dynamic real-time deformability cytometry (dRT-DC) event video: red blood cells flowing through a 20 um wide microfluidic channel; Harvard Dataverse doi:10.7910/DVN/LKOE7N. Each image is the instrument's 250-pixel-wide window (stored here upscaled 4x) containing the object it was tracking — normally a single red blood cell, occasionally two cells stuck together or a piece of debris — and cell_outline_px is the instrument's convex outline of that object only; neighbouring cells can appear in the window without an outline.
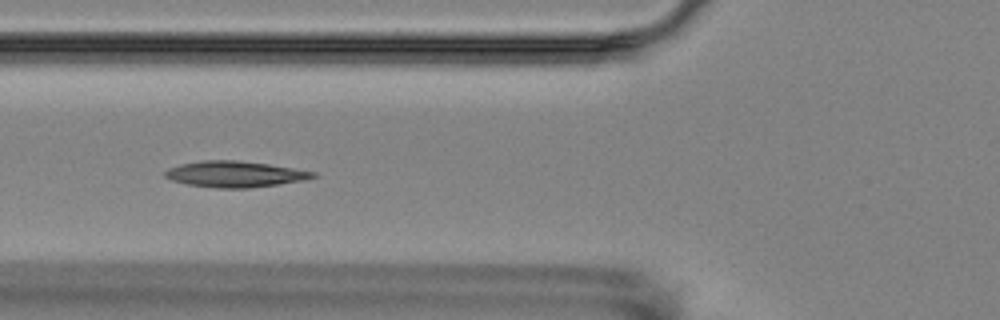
{"species": "Egyptian fruit bat (a non-hibernating species)", "species_latin": "Rousettus aegyptiacus", "temperature_condition": "room temperature", "stored_images_in_passage": 18, "camera_frame_rate_fps": 3000, "um_per_image_px": 0.085, "animal": {"sex": "female"}, "frame": {"image": 1, "passage_image": 8, "time_ms": 9.0, "image_size_px": [1000, 320], "cell_outline_px": [[320, 176], [304, 180], [248, 188], [216, 188], [188, 184], [172, 180], [164, 176], [164, 172], [168, 168], [180, 164], [204, 160], [236, 160], [268, 164], [316, 172]], "centroid_in_image_um": [19.97, 14.8], "position_along_channel_um": 105.8, "area_um2": 22.31}}
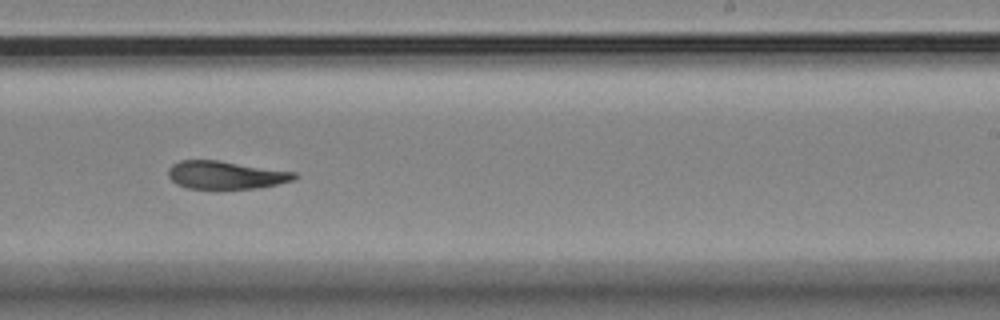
{"frame": {"image": 2, "passage_image": 12, "time_ms": 13.667, "image_size_px": [1000, 320], "cell_outline_px": [[296, 176], [292, 180], [276, 184], [256, 188], [220, 192], [184, 188], [176, 184], [168, 176], [168, 168], [172, 164], [180, 160], [216, 160], [296, 172]], "centroid_in_image_um": [19.1, 14.93], "position_along_channel_um": 269.9, "area_um2": 21.33}}
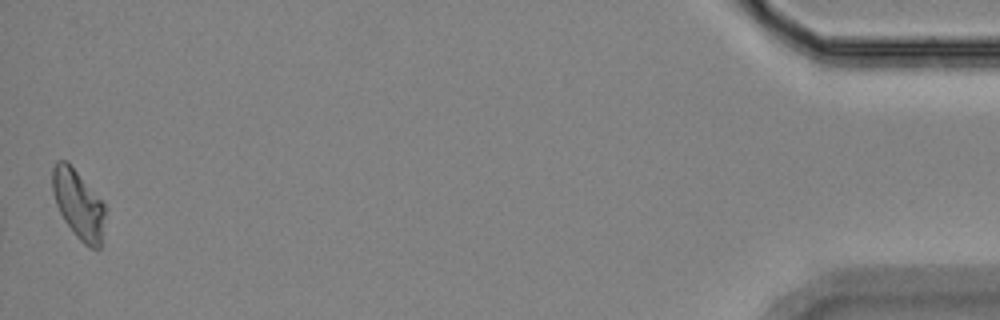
{"frame": {"image": 3, "passage_image": 18, "time_ms": 20.667, "image_size_px": [1000, 320], "cell_outline_px": [[104, 216], [100, 248], [88, 248], [76, 236], [64, 220], [56, 204], [52, 192], [52, 168], [56, 160], [68, 160], [104, 204]], "centroid_in_image_um": [6.62, 17.33], "position_along_channel_um": 428.6, "area_um2": 20.98}, "authors_computed_cell_mechanics": {"area_um2": 21.1548, "velocity_mm_per_s": 3.5202, "shape_relaxation_time_tau1_ms": null, "shape_relaxation_time_tau2_ms": 6.2317, "deformation_change_tau1": null, "deformation_change_tau2": 0.1212}}